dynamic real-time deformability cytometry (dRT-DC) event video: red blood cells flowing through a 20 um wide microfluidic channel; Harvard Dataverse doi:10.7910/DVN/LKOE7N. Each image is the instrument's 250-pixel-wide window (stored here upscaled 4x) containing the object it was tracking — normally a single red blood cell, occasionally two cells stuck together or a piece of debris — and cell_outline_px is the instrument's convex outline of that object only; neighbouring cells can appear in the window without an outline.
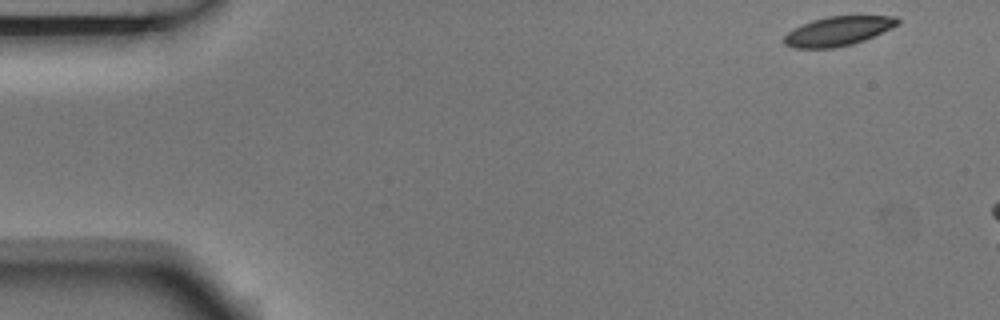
{"species": "Egyptian fruit bat (a non-hibernating species)", "species_latin": "Rousettus aegyptiacus", "temperature_condition": "room temperature", "stored_images_in_passage": 5, "camera_frame_rate_fps": 3000, "um_per_image_px": 0.085, "animal": {"sex": "male"}, "frame": {"image": 1, "passage_image": 1, "time_ms": 0.0, "image_size_px": [1000, 320], "cell_outline_px": [[900, 24], [864, 40], [852, 44], [832, 48], [792, 48], [784, 44], [784, 36], [788, 32], [812, 20], [828, 16], [896, 16], [900, 20]], "centroid_in_image_um": [71.24, 2.64], "position_along_channel_um": 13.8, "area_um2": 19.19}}